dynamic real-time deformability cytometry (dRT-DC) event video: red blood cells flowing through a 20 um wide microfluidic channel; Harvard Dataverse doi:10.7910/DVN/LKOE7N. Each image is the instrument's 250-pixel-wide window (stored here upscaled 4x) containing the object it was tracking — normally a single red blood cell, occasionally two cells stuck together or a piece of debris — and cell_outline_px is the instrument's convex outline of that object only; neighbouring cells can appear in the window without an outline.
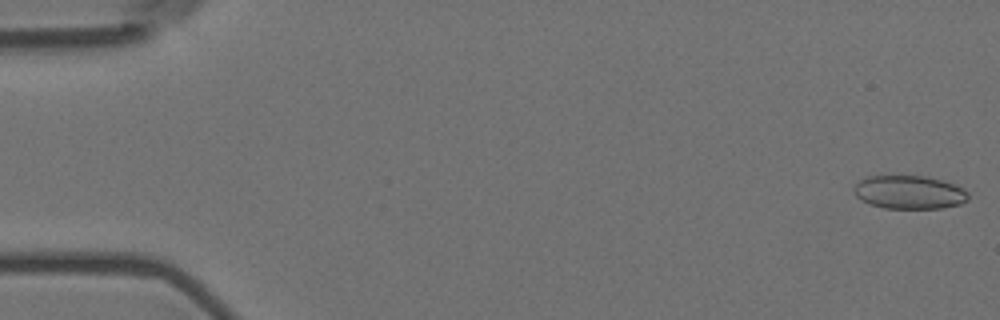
{"species": "Egyptian fruit bat (a non-hibernating species)", "species_latin": "Rousettus aegyptiacus", "temperature_condition": "room temperature", "stored_images_in_passage": 5, "camera_frame_rate_fps": 3000, "um_per_image_px": 0.085, "animal": {"sex": "female"}, "frame": {"image": 1, "passage_image": 1, "time_ms": 0.0, "image_size_px": [1000, 320], "cell_outline_px": [[968, 200], [960, 204], [944, 208], [884, 208], [868, 204], [860, 200], [856, 196], [852, 188], [860, 180], [868, 176], [924, 176], [944, 180], [964, 188], [968, 192]], "centroid_in_image_um": [77.29, 16.34], "position_along_channel_um": 7.7, "area_um2": 22.48}}